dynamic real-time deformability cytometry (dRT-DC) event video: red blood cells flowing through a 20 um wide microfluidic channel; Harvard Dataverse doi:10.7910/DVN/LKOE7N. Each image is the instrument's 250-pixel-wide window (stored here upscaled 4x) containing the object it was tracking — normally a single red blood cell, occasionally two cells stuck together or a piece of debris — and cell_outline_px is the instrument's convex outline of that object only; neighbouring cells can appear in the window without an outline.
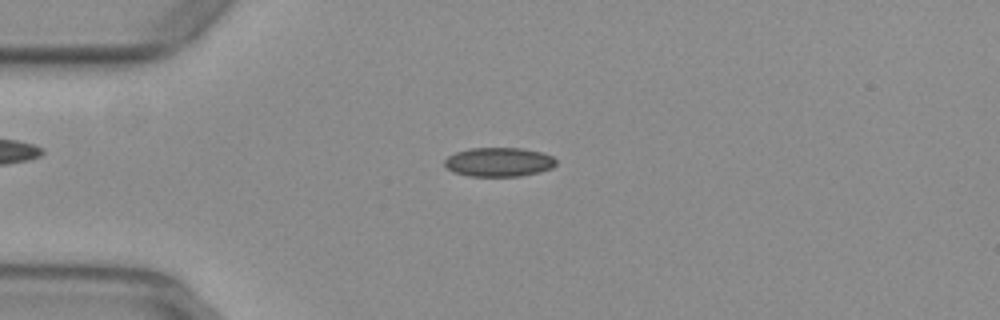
{"species": "common noctule bat (a hibernating species)", "species_latin": "Nyctalus noctula", "temperature_condition": "warm", "stored_images_in_passage": 52, "camera_frame_rate_fps": 3000, "um_per_image_px": 0.085, "animal": {"sex": "female", "body_mass_g": 29.2, "forearm_length_mm": 56.3}, "frame": {"image": 1, "passage_image": 13, "time_ms": 4.0, "image_size_px": [1000, 320], "cell_outline_px": [[556, 164], [552, 168], [540, 172], [520, 176], [468, 176], [452, 172], [444, 164], [444, 160], [448, 156], [456, 152], [472, 148], [520, 148], [540, 152], [552, 156], [556, 160]], "centroid_in_image_um": [42.39, 13.78], "position_along_channel_um": 42.6, "area_um2": 18.9}}
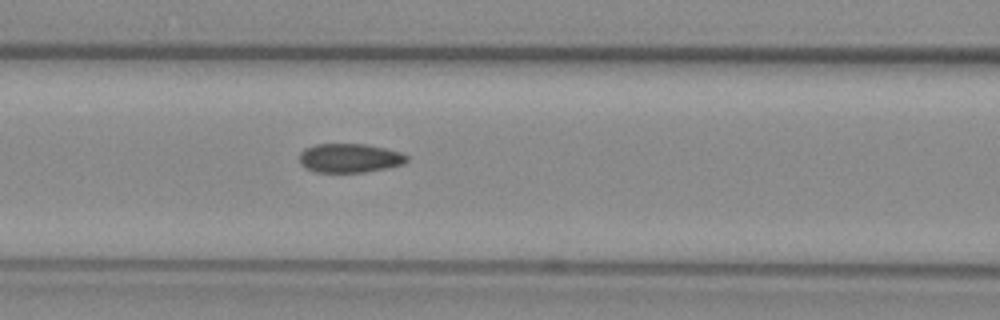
{"frame": {"image": 2, "passage_image": 22, "time_ms": 7.0, "image_size_px": [1000, 320], "cell_outline_px": [[408, 160], [404, 164], [364, 172], [316, 172], [300, 164], [300, 152], [304, 148], [316, 144], [368, 144], [400, 152], [408, 156]], "centroid_in_image_um": [29.72, 13.42], "position_along_channel_um": 136.9, "area_um2": 18.09}}
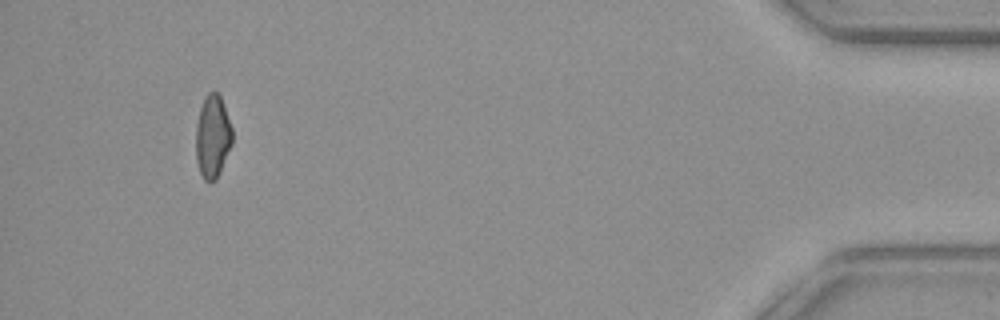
{"frame": {"image": 3, "passage_image": 49, "time_ms": 16.0, "image_size_px": [1000, 320], "cell_outline_px": [[232, 144], [216, 180], [208, 184], [204, 180], [200, 172], [196, 160], [196, 124], [200, 108], [204, 96], [208, 92], [216, 92], [220, 96], [232, 128]], "centroid_in_image_um": [18.06, 11.63], "position_along_channel_um": 417.1, "area_um2": 17.63}, "authors_computed_cell_mechanics": {"area_um2": 18.2648, "velocity_mm_per_s": 3.9469, "shape_relaxation_time_tau1_ms": null, "shape_relaxation_time_tau2_ms": 2.2745, "deformation_change_tau1": null, "deformation_change_tau2": 0.0695}}